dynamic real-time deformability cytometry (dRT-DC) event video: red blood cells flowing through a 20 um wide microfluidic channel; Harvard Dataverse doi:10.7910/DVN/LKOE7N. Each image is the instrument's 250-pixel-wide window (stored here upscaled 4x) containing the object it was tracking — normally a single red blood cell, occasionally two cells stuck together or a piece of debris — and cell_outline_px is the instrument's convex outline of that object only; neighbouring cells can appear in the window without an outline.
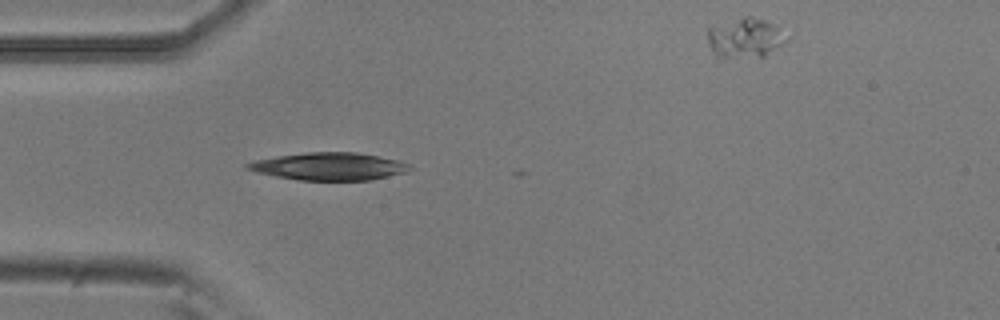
{"species": "common noctule bat (a hibernating species)", "species_latin": "Nyctalus noctula", "temperature_condition": "room temperature", "stored_images_in_passage": 5, "segment_of_instrument_passage": [1, 2], "camera_frame_rate_fps": 3000, "um_per_image_px": 0.085, "animal": {"sex": "male", "body_mass_g": 20.5, "forearm_length_mm": 52.5}, "frame": {"image": 1, "passage_image": 4, "time_ms": 1.0, "image_size_px": [1000, 320], "cell_outline_px": [[412, 168], [408, 172], [372, 180], [300, 180], [276, 176], [244, 168], [244, 164], [256, 160], [280, 156], [308, 152], [356, 152], [400, 160], [412, 164]], "centroid_in_image_um": [28.07, 14.14], "position_along_channel_um": 56.9, "area_um2": 26.01}}